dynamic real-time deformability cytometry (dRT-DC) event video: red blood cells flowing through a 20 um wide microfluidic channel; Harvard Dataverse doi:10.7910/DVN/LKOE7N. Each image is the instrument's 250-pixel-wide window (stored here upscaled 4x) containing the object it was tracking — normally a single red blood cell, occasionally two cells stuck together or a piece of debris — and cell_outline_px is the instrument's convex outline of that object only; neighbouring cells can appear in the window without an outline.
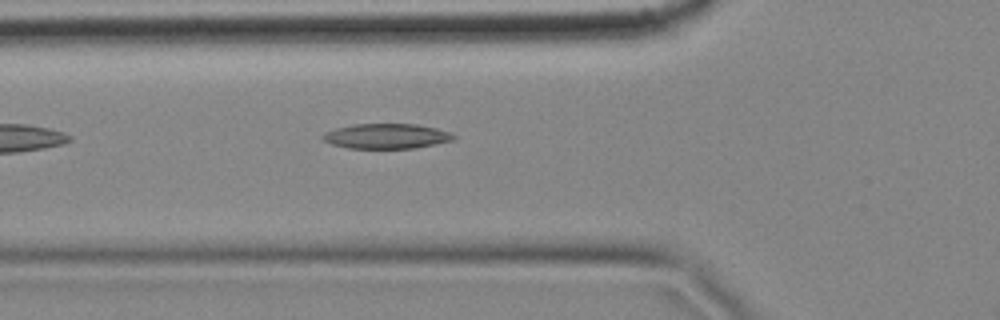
{"species": "common noctule bat (a hibernating species)", "species_latin": "Nyctalus noctula", "temperature_condition": "cold", "stored_images_in_passage": 2, "camera_frame_rate_fps": 3000, "um_per_image_px": 0.085, "animal": {"sex": "female", "body_mass_g": 18.4}, "frame": {"image": 1, "passage_image": 2, "time_ms": 0.333, "image_size_px": [1000, 320], "cell_outline_px": [[456, 136], [452, 140], [436, 144], [416, 148], [348, 148], [332, 144], [324, 140], [320, 136], [324, 132], [336, 128], [352, 124], [416, 124], [436, 128], [452, 132]], "centroid_in_image_um": [32.85, 11.57], "position_along_channel_um": 92.9, "area_um2": 19.13}}